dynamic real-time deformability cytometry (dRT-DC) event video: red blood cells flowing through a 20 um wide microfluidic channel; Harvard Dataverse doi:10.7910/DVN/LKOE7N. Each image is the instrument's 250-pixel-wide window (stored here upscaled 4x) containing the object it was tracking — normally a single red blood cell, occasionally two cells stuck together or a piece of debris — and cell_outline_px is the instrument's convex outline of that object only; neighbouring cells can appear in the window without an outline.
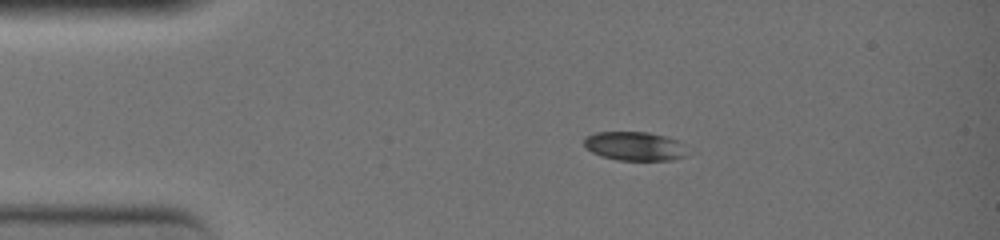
{"species": "common noctule bat (a hibernating species)", "species_latin": "Nyctalus noctula", "temperature_condition": "warm", "stored_images_in_passage": 13, "camera_frame_rate_fps": 3000, "um_per_image_px": 0.085, "animal": {"sex": "female", "body_mass_g": 19.0, "forearm_length_mm": 51.5}, "frame": {"image": 1, "passage_image": 1, "time_ms": 0.0, "image_size_px": [1000, 240], "cell_outline_px": [[688, 156], [672, 160], [616, 160], [600, 156], [584, 148], [584, 136], [596, 132], [648, 132], [664, 136], [676, 140], [684, 144]], "centroid_in_image_um": [53.92, 12.43], "position_along_channel_um": 31.1, "area_um2": 17.63}}
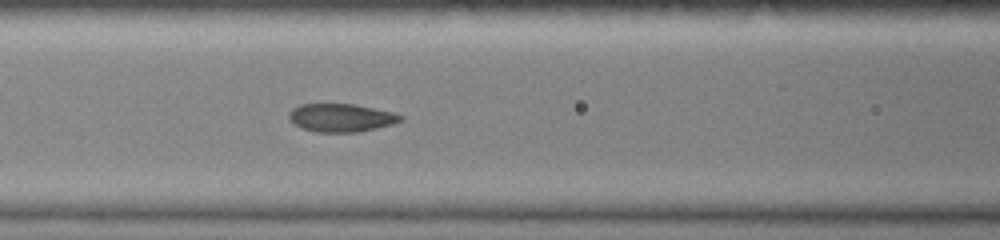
{"frame": {"image": 2, "passage_image": 10, "time_ms": 3.0, "image_size_px": [1000, 240], "cell_outline_px": [[404, 120], [392, 124], [376, 128], [356, 132], [316, 132], [300, 128], [288, 120], [288, 112], [292, 108], [300, 104], [352, 104], [392, 112], [404, 116]], "centroid_in_image_um": [28.95, 10.01], "position_along_channel_um": 137.7, "area_um2": 18.38}}
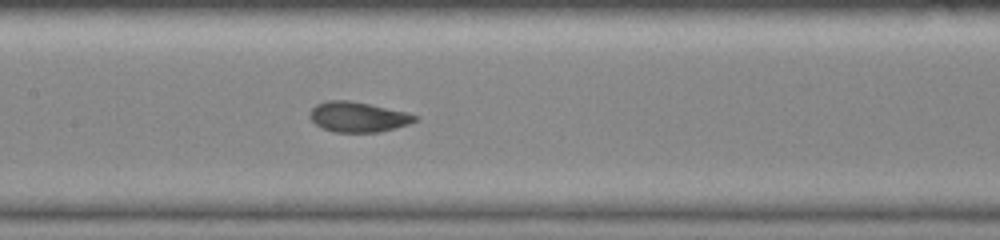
{"frame": {"image": 3, "passage_image": 13, "time_ms": 4.0, "image_size_px": [1000, 240], "cell_outline_px": [[420, 120], [408, 124], [380, 132], [332, 132], [316, 124], [308, 116], [308, 112], [316, 104], [328, 100], [352, 100], [408, 112], [420, 116]], "centroid_in_image_um": [30.46, 9.93], "position_along_channel_um": 176.9, "area_um2": 18.79}}